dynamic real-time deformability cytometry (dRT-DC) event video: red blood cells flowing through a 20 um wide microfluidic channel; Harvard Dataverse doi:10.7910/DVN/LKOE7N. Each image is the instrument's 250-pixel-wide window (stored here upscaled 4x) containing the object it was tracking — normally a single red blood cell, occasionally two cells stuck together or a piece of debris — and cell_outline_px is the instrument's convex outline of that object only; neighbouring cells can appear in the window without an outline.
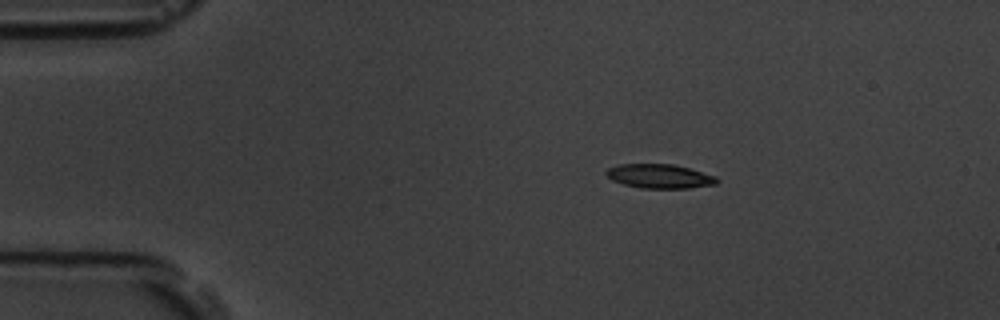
{"species": "common noctule bat (a hibernating species)", "species_latin": "Nyctalus noctula", "temperature_condition": "room temperature", "stored_images_in_passage": 4, "camera_frame_rate_fps": 3000, "um_per_image_px": 0.085, "animal": {"sex": "male", "body_mass_g": 19.5, "forearm_length_mm": 54.6}, "frame": {"image": 1, "passage_image": 2, "time_ms": 1.333, "image_size_px": [1000, 320], "cell_outline_px": [[720, 180], [716, 184], [688, 188], [640, 188], [624, 184], [612, 180], [604, 172], [608, 168], [620, 164], [672, 164], [688, 168], [716, 176]], "centroid_in_image_um": [56.07, 14.98], "position_along_channel_um": 28.9, "area_um2": 15.49}}
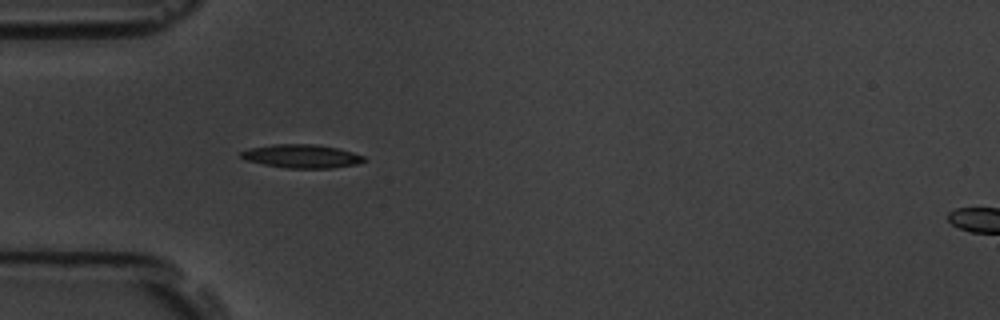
{"frame": {"image": 2, "passage_image": 4, "time_ms": 3.667, "image_size_px": [1000, 320], "cell_outline_px": [[364, 160], [356, 164], [332, 168], [284, 168], [264, 164], [248, 160], [240, 156], [240, 152], [248, 148], [272, 144], [312, 144], [336, 148], [352, 152], [364, 156]], "centroid_in_image_um": [25.61, 13.27], "position_along_channel_um": 59.4, "area_um2": 16.65}}